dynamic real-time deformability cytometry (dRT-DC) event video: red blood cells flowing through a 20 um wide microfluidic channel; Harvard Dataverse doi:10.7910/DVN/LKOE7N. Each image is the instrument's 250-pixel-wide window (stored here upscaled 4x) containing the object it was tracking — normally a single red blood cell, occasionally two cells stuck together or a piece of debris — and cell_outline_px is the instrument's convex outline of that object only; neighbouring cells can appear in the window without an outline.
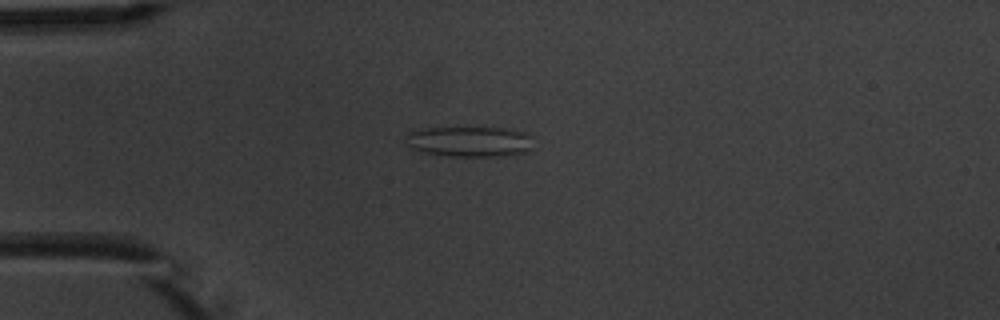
{"species": "common noctule bat (a hibernating species)", "species_latin": "Nyctalus noctula", "temperature_condition": "warm", "stored_images_in_passage": 7, "camera_frame_rate_fps": 3000, "um_per_image_px": 0.085, "animal": {"sex": "male", "body_mass_g": 20.1, "forearm_length_mm": 53.5}, "frame": {"image": 1, "passage_image": 4, "time_ms": 3.333, "image_size_px": [1000, 320], "cell_outline_px": [[532, 148], [524, 152], [512, 156], [448, 156], [424, 152], [412, 148], [408, 144], [404, 136], [412, 132], [424, 128], [504, 128], [524, 132], [528, 136]], "centroid_in_image_um": [39.91, 12.04], "position_along_channel_um": 45.1, "area_um2": 22.37}}
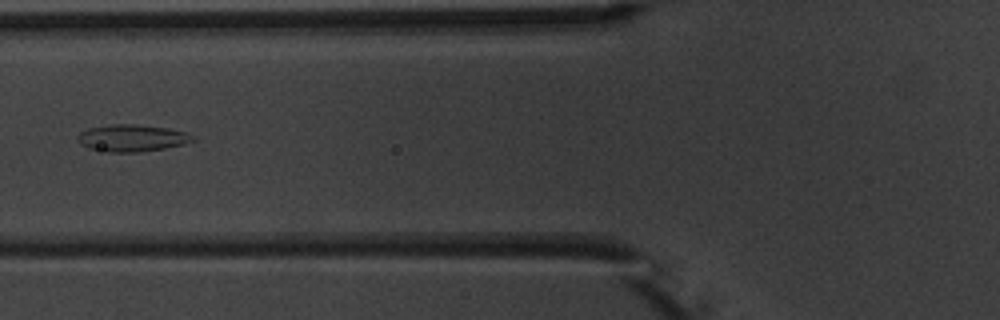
{"frame": {"image": 2, "passage_image": 6, "time_ms": 5.667, "image_size_px": [1000, 320], "cell_outline_px": [[196, 140], [184, 144], [164, 148], [140, 152], [108, 152], [88, 148], [80, 144], [76, 136], [80, 132], [88, 128], [112, 124], [136, 124], [168, 128], [188, 132], [196, 136]], "centroid_in_image_um": [11.24, 11.73], "position_along_channel_um": 114.6, "area_um2": 18.32}}
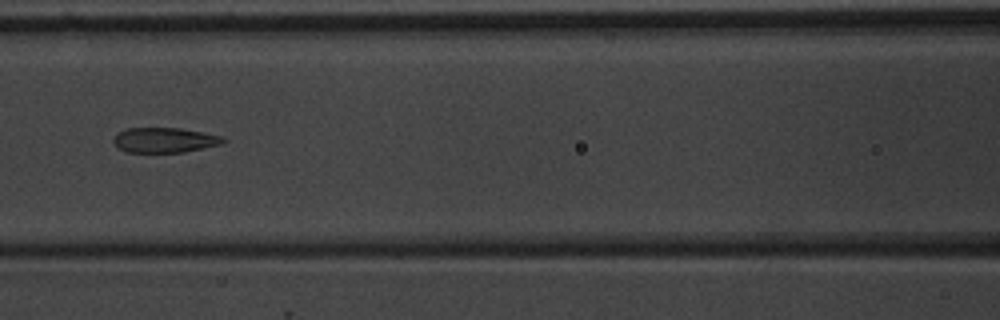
{"frame": {"image": 3, "passage_image": 7, "time_ms": 6.667, "image_size_px": [1000, 320], "cell_outline_px": [[228, 140], [220, 144], [184, 152], [124, 152], [116, 148], [112, 140], [112, 136], [116, 132], [128, 128], [180, 128], [204, 132], [224, 136]], "centroid_in_image_um": [13.94, 11.9], "position_along_channel_um": 152.7, "area_um2": 16.3}}